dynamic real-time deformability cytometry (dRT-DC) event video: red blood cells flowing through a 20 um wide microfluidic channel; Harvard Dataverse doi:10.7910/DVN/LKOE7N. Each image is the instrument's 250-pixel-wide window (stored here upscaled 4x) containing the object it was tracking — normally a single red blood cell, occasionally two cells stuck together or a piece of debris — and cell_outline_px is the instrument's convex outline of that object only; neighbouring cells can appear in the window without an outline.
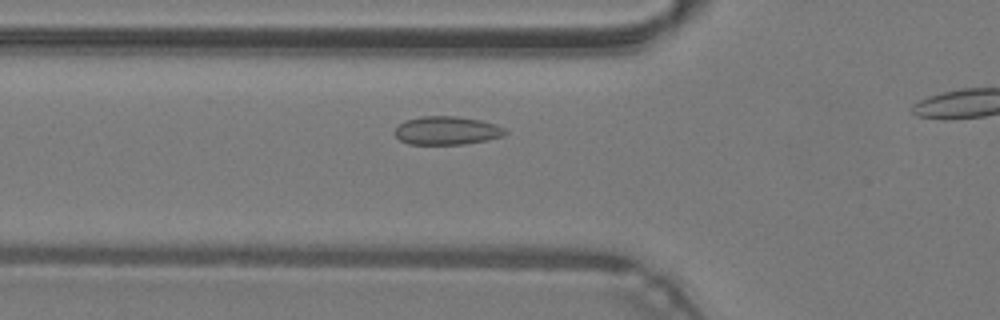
{"species": "common noctule bat (a hibernating species)", "species_latin": "Nyctalus noctula", "temperature_condition": "warm", "stored_images_in_passage": 24, "camera_frame_rate_fps": 3000, "um_per_image_px": 0.085, "animal": {"sex": "male", "body_mass_g": 19.2, "forearm_length_mm": 51.8}, "frame": {"image": 1, "passage_image": 4, "time_ms": 1.0, "image_size_px": [1000, 320], "cell_outline_px": [[508, 132], [504, 136], [464, 144], [408, 144], [400, 140], [396, 136], [396, 128], [404, 120], [420, 116], [456, 116], [480, 120], [496, 124], [504, 128]], "centroid_in_image_um": [37.98, 11.09], "position_along_channel_um": 87.8, "area_um2": 18.21}}
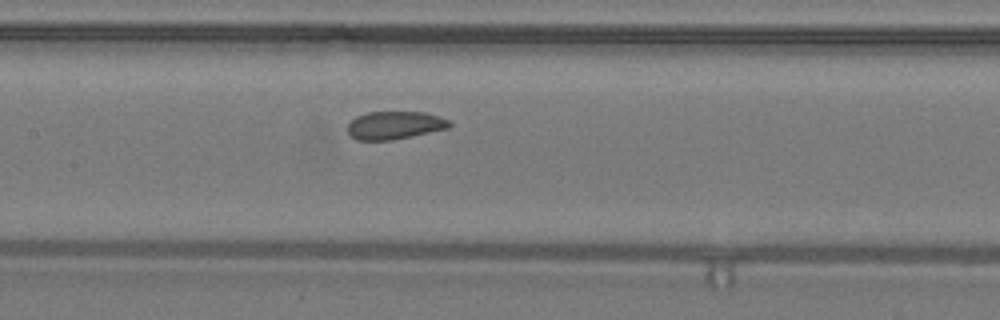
{"frame": {"image": 2, "passage_image": 10, "time_ms": 3.0, "image_size_px": [1000, 320], "cell_outline_px": [[452, 124], [448, 128], [412, 136], [392, 140], [356, 140], [348, 132], [348, 124], [356, 116], [368, 112], [424, 112], [448, 120]], "centroid_in_image_um": [33.52, 10.65], "position_along_channel_um": 173.9, "area_um2": 16.42}}
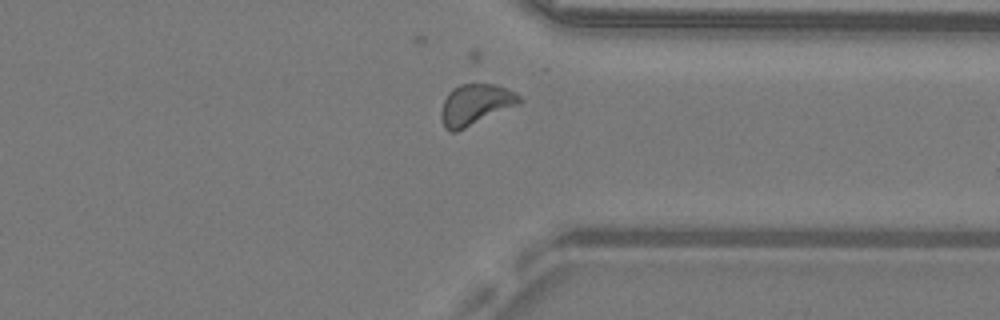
{"frame": {"image": 3, "passage_image": 24, "time_ms": 7.667, "image_size_px": [1000, 320], "cell_outline_px": [[524, 100], [520, 104], [456, 132], [452, 132], [444, 128], [440, 116], [440, 112], [444, 100], [448, 92], [452, 88], [460, 84], [496, 84], [516, 92]], "centroid_in_image_um": [40.42, 8.88], "position_along_channel_um": 371.0, "area_um2": 18.84}, "authors_computed_cell_mechanics": {"area_um2": 17.629, "velocity_mm_per_s": 4.2661, "shape_relaxation_time_tau1_ms": null, "shape_relaxation_time_tau2_ms": 1.8607, "deformation_change_tau1": null, "deformation_change_tau2": 0.0627}}